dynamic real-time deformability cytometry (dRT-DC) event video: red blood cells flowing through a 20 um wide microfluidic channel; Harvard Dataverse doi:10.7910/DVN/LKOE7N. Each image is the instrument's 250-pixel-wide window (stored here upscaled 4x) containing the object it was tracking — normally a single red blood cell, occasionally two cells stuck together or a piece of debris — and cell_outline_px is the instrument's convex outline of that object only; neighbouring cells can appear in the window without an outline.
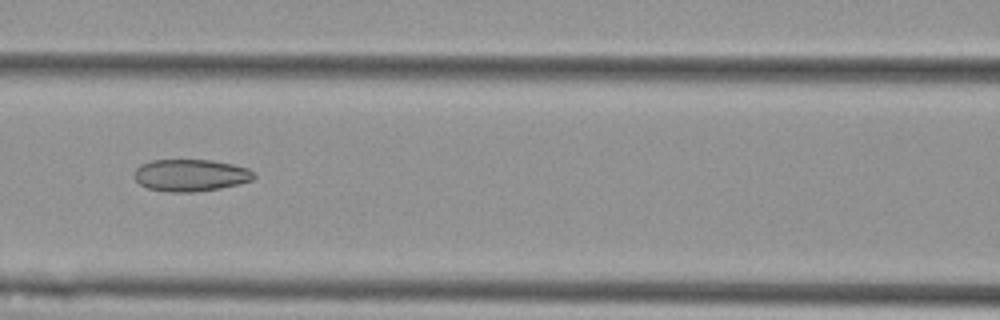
{"species": "Egyptian fruit bat (a non-hibernating species)", "species_latin": "Rousettus aegyptiacus", "temperature_condition": "cold", "stored_images_in_passage": 11, "camera_frame_rate_fps": 3000, "um_per_image_px": 0.085, "animal": {"sex": "female"}, "frame": {"image": 1, "passage_image": 7, "time_ms": 2.0, "image_size_px": [1000, 320], "cell_outline_px": [[256, 176], [252, 180], [240, 184], [220, 188], [192, 192], [168, 192], [148, 188], [140, 184], [132, 176], [132, 172], [140, 164], [152, 160], [212, 160], [232, 164], [248, 168], [256, 172]], "centroid_in_image_um": [16.19, 14.89], "position_along_channel_um": 150.4, "area_um2": 22.6}}
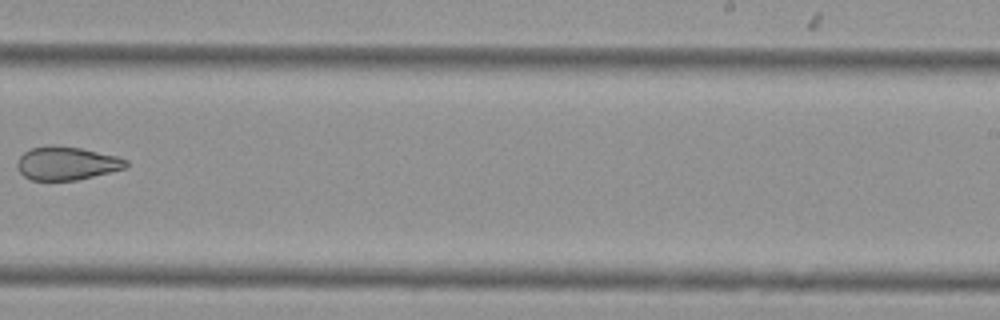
{"frame": {"image": 2, "passage_image": 10, "time_ms": 3.0, "image_size_px": [1000, 320], "cell_outline_px": [[128, 168], [76, 180], [32, 180], [24, 176], [16, 168], [16, 160], [24, 152], [32, 148], [52, 144], [80, 148], [116, 156], [128, 160]], "centroid_in_image_um": [5.65, 13.88], "position_along_channel_um": 283.3, "area_um2": 21.27}}
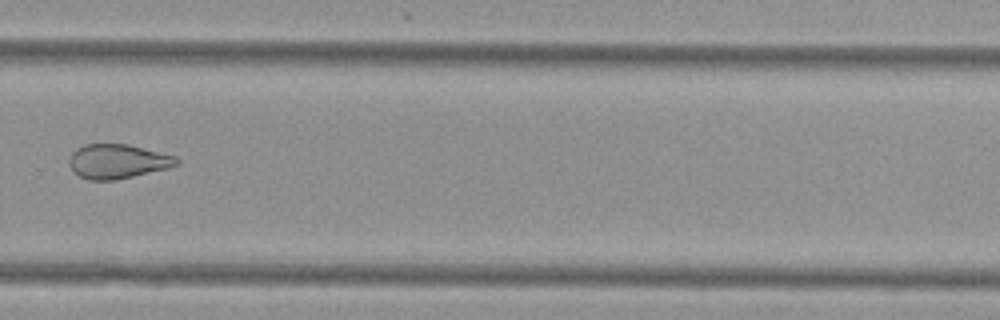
{"frame": {"image": 3, "passage_image": 11, "time_ms": 3.333, "image_size_px": [1000, 320], "cell_outline_px": [[180, 164], [168, 168], [116, 180], [88, 180], [72, 172], [68, 164], [68, 160], [72, 152], [76, 148], [84, 144], [128, 144], [176, 156], [180, 160]], "centroid_in_image_um": [9.97, 13.72], "position_along_channel_um": 319.8, "area_um2": 21.73}}